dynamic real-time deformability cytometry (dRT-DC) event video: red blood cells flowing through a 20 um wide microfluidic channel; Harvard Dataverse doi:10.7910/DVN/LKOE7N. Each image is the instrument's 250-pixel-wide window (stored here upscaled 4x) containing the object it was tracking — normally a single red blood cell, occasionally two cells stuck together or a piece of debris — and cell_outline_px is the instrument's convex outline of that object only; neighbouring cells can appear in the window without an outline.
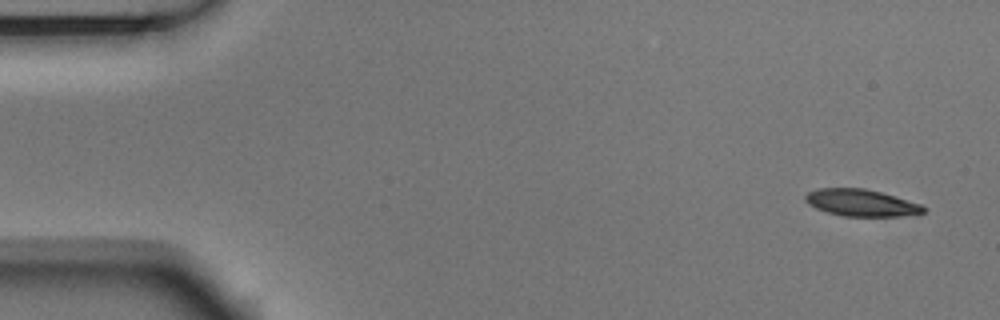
{"species": "Egyptian fruit bat (a non-hibernating species)", "species_latin": "Rousettus aegyptiacus", "temperature_condition": "room temperature", "stored_images_in_passage": 4, "camera_frame_rate_fps": 3000, "um_per_image_px": 0.085, "animal": {"sex": "male"}, "frame": {"image": 1, "passage_image": 1, "time_ms": 0.0, "image_size_px": [1000, 320], "cell_outline_px": [[928, 208], [924, 212], [900, 216], [844, 216], [828, 212], [816, 208], [808, 204], [804, 200], [804, 196], [808, 192], [816, 188], [864, 188], [896, 196], [920, 204]], "centroid_in_image_um": [73.18, 17.23], "position_along_channel_um": 11.8, "area_um2": 18.5}}
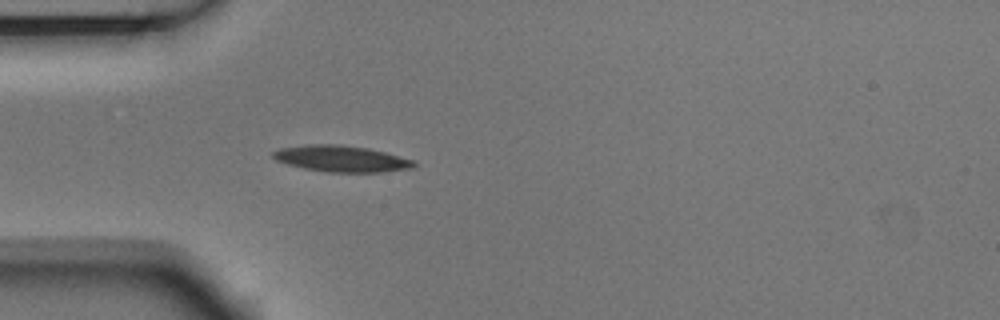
{"frame": {"image": 2, "passage_image": 4, "time_ms": 1.0, "image_size_px": [1000, 320], "cell_outline_px": [[416, 164], [412, 168], [380, 172], [328, 172], [304, 168], [288, 164], [276, 160], [272, 156], [272, 152], [280, 148], [308, 144], [340, 144], [368, 148], [416, 160]], "centroid_in_image_um": [29.03, 13.48], "position_along_channel_um": 56.0, "area_um2": 21.56}}